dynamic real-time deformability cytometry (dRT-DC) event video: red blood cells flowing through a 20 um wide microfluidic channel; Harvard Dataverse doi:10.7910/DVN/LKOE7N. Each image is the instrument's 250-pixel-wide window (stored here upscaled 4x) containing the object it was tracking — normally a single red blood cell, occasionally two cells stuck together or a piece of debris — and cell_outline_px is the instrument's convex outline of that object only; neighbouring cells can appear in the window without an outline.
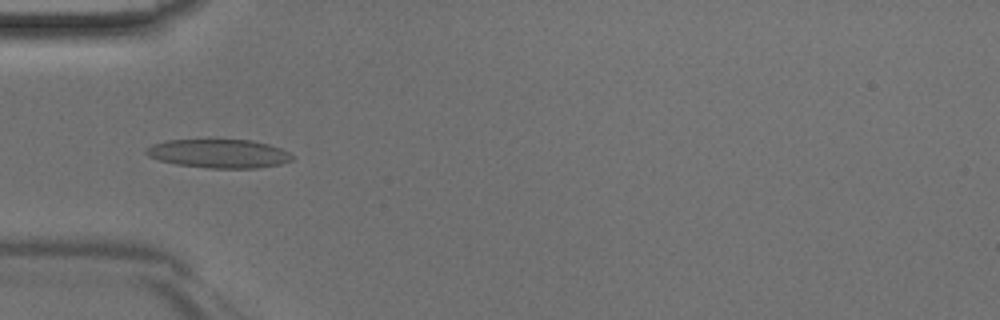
{"species": "Egyptian fruit bat (a non-hibernating species)", "species_latin": "Rousettus aegyptiacus", "temperature_condition": "room temperature", "stored_images_in_passage": 46, "camera_frame_rate_fps": 3000, "um_per_image_px": 0.085, "animal": {"sex": "male"}, "frame": {"image": 1, "passage_image": 15, "time_ms": 4.667, "image_size_px": [1000, 320], "cell_outline_px": [[292, 160], [280, 164], [256, 168], [208, 168], [176, 164], [160, 160], [148, 156], [144, 152], [144, 148], [152, 144], [168, 140], [208, 136], [252, 140], [268, 144], [280, 148], [288, 152], [292, 156]], "centroid_in_image_um": [18.53, 12.99], "position_along_channel_um": 66.5, "area_um2": 25.55}}
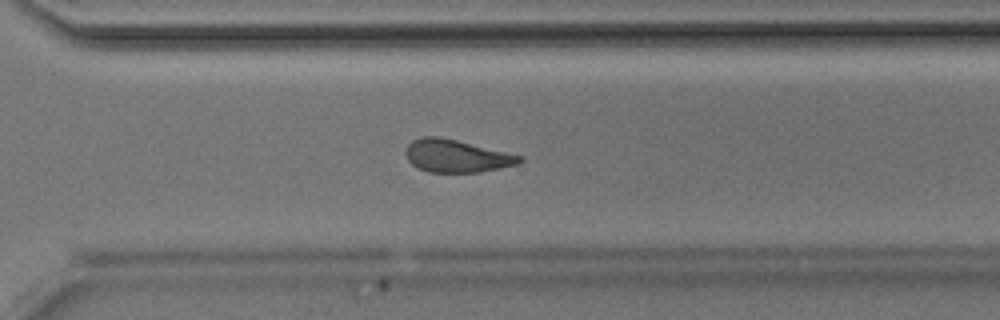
{"frame": {"image": 2, "passage_image": 33, "time_ms": 10.667, "image_size_px": [1000, 320], "cell_outline_px": [[524, 160], [520, 164], [480, 172], [428, 172], [412, 164], [408, 160], [404, 152], [408, 144], [412, 140], [424, 136], [440, 136], [524, 156]], "centroid_in_image_um": [38.82, 13.25], "position_along_channel_um": 331.8, "area_um2": 21.79}}
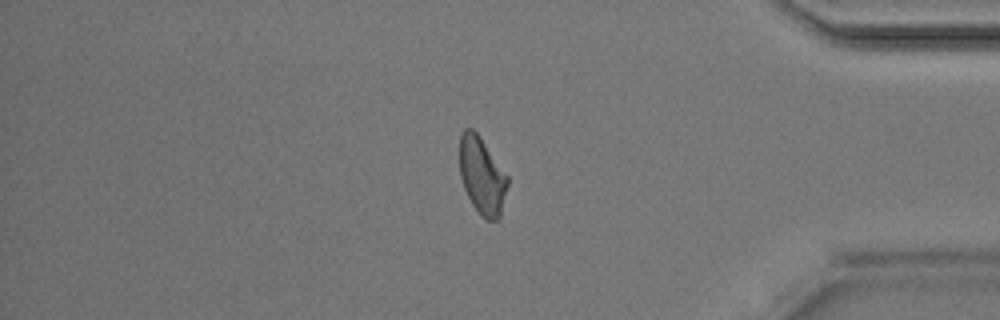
{"frame": {"image": 3, "passage_image": 39, "time_ms": 12.667, "image_size_px": [1000, 320], "cell_outline_px": [[508, 184], [500, 220], [488, 220], [480, 216], [472, 204], [464, 188], [460, 176], [460, 132], [464, 128], [472, 128], [476, 132], [508, 176]], "centroid_in_image_um": [40.97, 14.97], "position_along_channel_um": 394.2, "area_um2": 21.56}}